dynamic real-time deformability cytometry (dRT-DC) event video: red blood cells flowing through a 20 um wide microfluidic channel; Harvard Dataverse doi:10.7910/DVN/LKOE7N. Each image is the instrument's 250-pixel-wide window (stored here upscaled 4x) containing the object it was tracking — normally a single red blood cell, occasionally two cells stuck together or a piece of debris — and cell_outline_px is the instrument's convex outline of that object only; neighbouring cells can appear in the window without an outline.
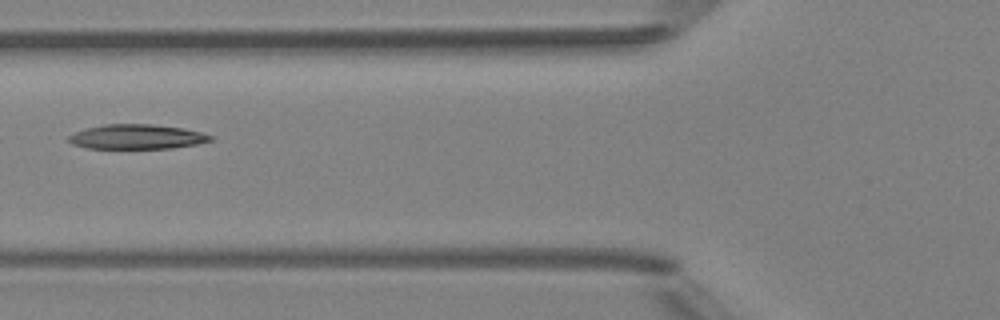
{"species": "Egyptian fruit bat (a non-hibernating species)", "species_latin": "Rousettus aegyptiacus", "temperature_condition": "room temperature", "stored_images_in_passage": 6, "camera_frame_rate_fps": 3000, "um_per_image_px": 0.085, "animal": {"sex": "female"}, "frame": {"image": 1, "passage_image": 6, "time_ms": 5.667, "image_size_px": [1000, 320], "cell_outline_px": [[216, 136], [212, 140], [196, 144], [172, 148], [88, 148], [72, 144], [68, 140], [68, 136], [84, 128], [104, 124], [152, 124], [184, 128]], "centroid_in_image_um": [11.64, 11.62], "position_along_channel_um": 114.2, "area_um2": 20.4}}